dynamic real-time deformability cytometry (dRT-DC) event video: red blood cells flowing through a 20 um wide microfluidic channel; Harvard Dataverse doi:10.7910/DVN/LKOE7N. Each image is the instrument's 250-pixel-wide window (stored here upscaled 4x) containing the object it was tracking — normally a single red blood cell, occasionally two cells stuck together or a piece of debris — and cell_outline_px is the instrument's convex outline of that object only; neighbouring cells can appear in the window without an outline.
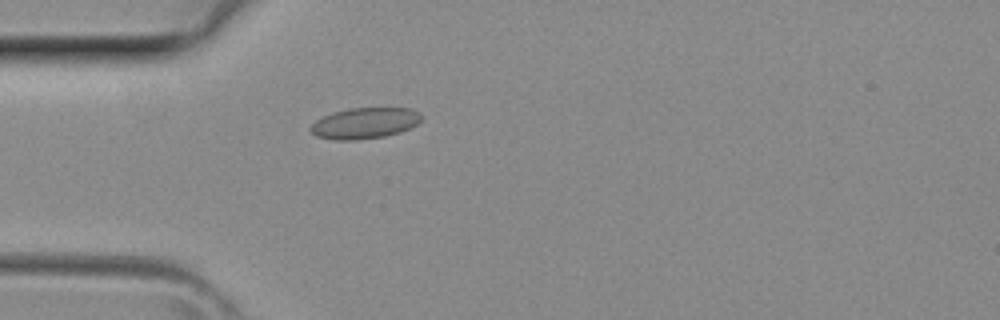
{"species": "common noctule bat (a hibernating species)", "species_latin": "Nyctalus noctula", "temperature_condition": "room temperature", "stored_images_in_passage": 30, "camera_frame_rate_fps": 3000, "um_per_image_px": 0.085, "animal": {"sex": "female", "body_mass_g": 29.2, "forearm_length_mm": 56.3}, "frame": {"image": 1, "passage_image": 1, "time_ms": 0.0, "image_size_px": [1000, 320], "cell_outline_px": [[420, 120], [416, 124], [400, 132], [384, 136], [356, 140], [332, 140], [316, 136], [308, 128], [316, 120], [332, 112], [348, 108], [412, 108], [420, 112]], "centroid_in_image_um": [30.97, 10.46], "position_along_channel_um": 54.0, "area_um2": 20.0}}
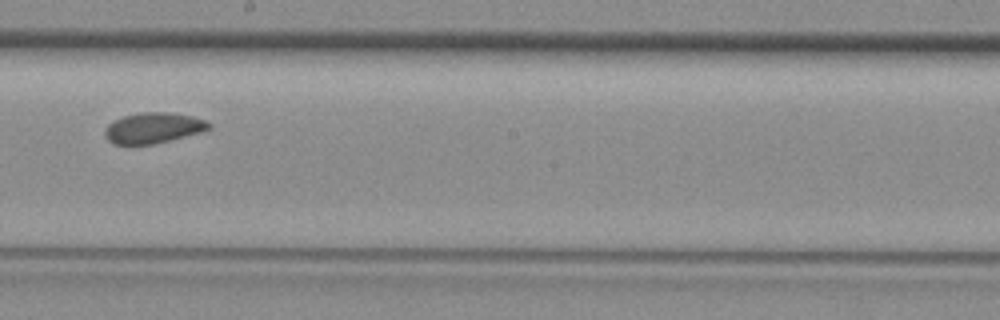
{"frame": {"image": 2, "passage_image": 12, "time_ms": 3.667, "image_size_px": [1000, 320], "cell_outline_px": [[212, 128], [200, 132], [152, 144], [112, 144], [104, 136], [104, 128], [108, 124], [124, 116], [140, 112], [172, 112], [192, 116], [204, 120], [212, 124]], "centroid_in_image_um": [13.01, 10.86], "position_along_channel_um": 235.2, "area_um2": 18.5}}
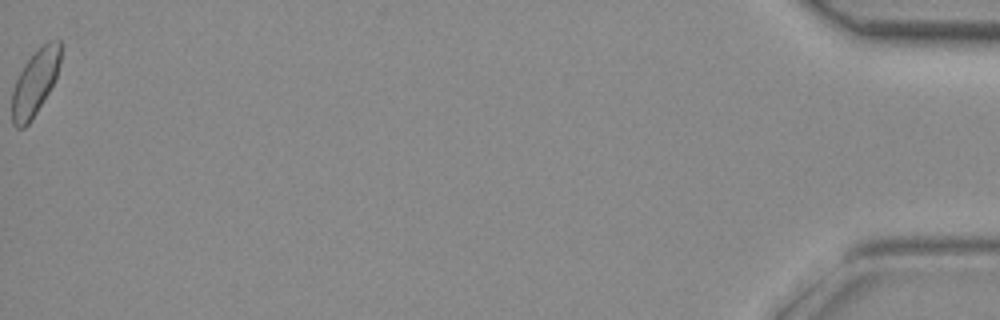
{"frame": {"image": 3, "passage_image": 30, "time_ms": 9.667, "image_size_px": [1000, 320], "cell_outline_px": [[60, 60], [56, 76], [48, 92], [32, 120], [24, 128], [16, 128], [12, 124], [12, 92], [16, 80], [24, 64], [48, 40], [60, 40]], "centroid_in_image_um": [2.95, 7.06], "position_along_channel_um": 432.2, "area_um2": 18.15}}